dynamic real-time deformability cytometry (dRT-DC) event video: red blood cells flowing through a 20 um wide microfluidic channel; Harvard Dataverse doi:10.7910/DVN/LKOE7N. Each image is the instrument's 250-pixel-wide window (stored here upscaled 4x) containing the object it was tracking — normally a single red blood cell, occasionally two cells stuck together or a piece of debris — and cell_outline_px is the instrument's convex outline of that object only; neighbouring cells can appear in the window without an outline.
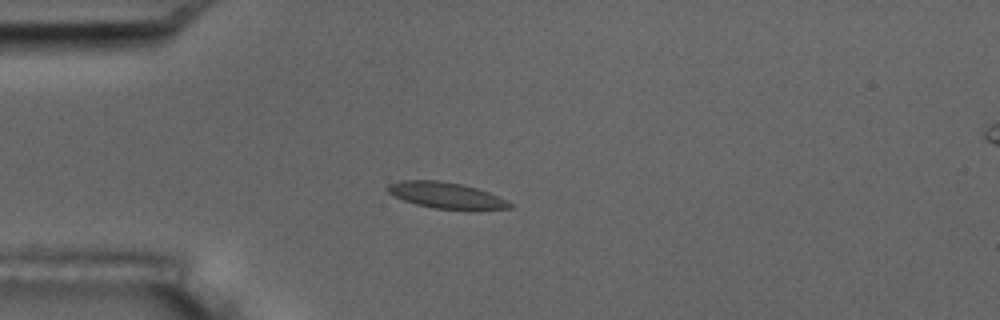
{"species": "common noctule bat (a hibernating species)", "species_latin": "Nyctalus noctula", "temperature_condition": "room temperature", "stored_images_in_passage": 6, "segment_of_instrument_passage": [1, 2], "camera_frame_rate_fps": 3000, "um_per_image_px": 0.085, "animal": {"sex": "male", "body_mass_g": 17.5, "forearm_length_mm": 52.3}, "frame": {"image": 1, "passage_image": 5, "time_ms": 4.667, "image_size_px": [1000, 320], "cell_outline_px": [[512, 208], [468, 212], [432, 208], [416, 204], [404, 200], [388, 192], [384, 188], [388, 184], [400, 180], [440, 180], [460, 184], [476, 188], [488, 192], [512, 204]], "centroid_in_image_um": [37.93, 16.64], "position_along_channel_um": 47.1, "area_um2": 19.07}}